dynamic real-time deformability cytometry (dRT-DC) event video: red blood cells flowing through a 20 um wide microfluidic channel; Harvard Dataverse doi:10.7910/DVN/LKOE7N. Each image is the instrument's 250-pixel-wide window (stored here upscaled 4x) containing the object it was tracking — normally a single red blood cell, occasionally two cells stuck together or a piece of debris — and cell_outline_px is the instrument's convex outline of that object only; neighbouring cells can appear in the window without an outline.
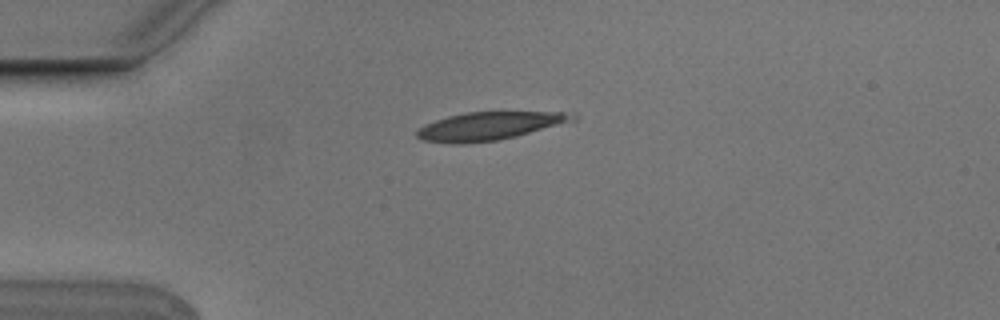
{"species": "Egyptian fruit bat (a non-hibernating species)", "species_latin": "Rousettus aegyptiacus", "temperature_condition": "cold", "stored_images_in_passage": 3, "camera_frame_rate_fps": 3000, "um_per_image_px": 0.085, "animal": {"sex": "male"}, "frame": {"image": 1, "passage_image": 2, "time_ms": 0.333, "image_size_px": [1000, 320], "cell_outline_px": [[580, 116], [576, 120], [516, 136], [496, 140], [464, 144], [452, 144], [424, 140], [416, 136], [416, 132], [420, 128], [436, 120], [448, 116], [464, 112], [576, 112]], "centroid_in_image_um": [41.66, 10.7], "position_along_channel_um": 43.3, "area_um2": 25.43}}